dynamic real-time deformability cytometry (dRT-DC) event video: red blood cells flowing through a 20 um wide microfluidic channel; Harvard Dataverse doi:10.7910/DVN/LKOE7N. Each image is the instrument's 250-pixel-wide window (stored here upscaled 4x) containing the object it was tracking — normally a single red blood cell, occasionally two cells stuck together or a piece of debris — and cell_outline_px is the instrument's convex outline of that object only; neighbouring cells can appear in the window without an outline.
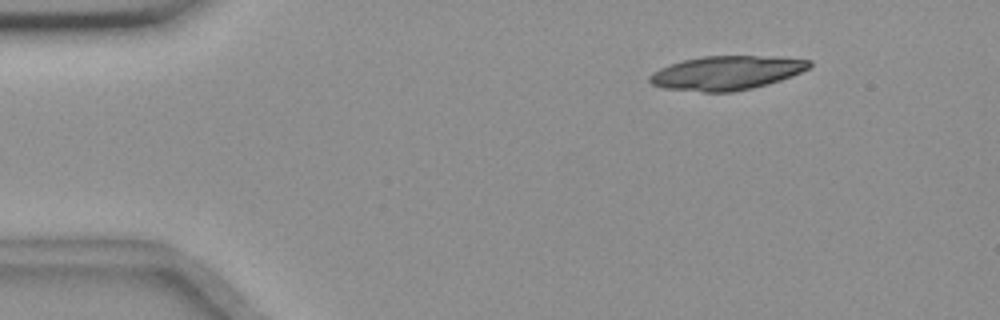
{"species": "common noctule bat (a hibernating species)", "species_latin": "Nyctalus noctula", "temperature_condition": "room temperature", "stored_images_in_passage": 15, "camera_frame_rate_fps": 3000, "um_per_image_px": 0.085, "animal": {"sex": "female", "body_mass_g": 18.4}, "frame": {"image": 1, "passage_image": 7, "time_ms": 2.0, "image_size_px": [1000, 320], "cell_outline_px": [[812, 64], [808, 68], [792, 76], [768, 84], [752, 88], [732, 92], [704, 92], [664, 88], [652, 84], [648, 80], [648, 76], [652, 72], [660, 68], [684, 60], [704, 56], [756, 56], [812, 60]], "centroid_in_image_um": [61.73, 6.2], "position_along_channel_um": 23.3, "area_um2": 31.33}}